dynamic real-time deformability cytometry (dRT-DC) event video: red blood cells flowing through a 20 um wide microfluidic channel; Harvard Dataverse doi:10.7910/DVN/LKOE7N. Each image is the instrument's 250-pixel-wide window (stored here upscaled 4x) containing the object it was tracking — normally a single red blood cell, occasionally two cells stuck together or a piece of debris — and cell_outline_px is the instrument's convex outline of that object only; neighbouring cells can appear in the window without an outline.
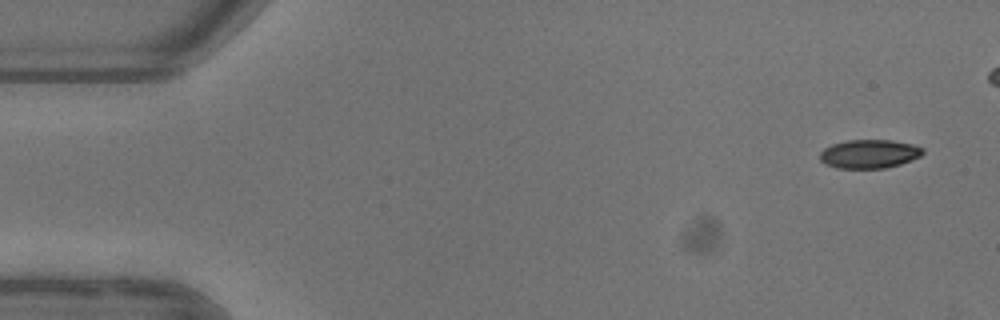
{"species": "common noctule bat (a hibernating species)", "species_latin": "Nyctalus noctula", "temperature_condition": "warm", "stored_images_in_passage": 5, "camera_frame_rate_fps": 3000, "um_per_image_px": 0.085, "animal": {"sex": "female"}, "frame": {"image": 1, "passage_image": 1, "time_ms": 0.0, "image_size_px": [1000, 320], "cell_outline_px": [[924, 152], [920, 156], [912, 160], [900, 164], [884, 168], [836, 168], [824, 164], [820, 160], [820, 152], [824, 148], [832, 144], [848, 140], [892, 140], [912, 144], [924, 148]], "centroid_in_image_um": [73.88, 13.08], "position_along_channel_um": 11.1, "area_um2": 17.28}}